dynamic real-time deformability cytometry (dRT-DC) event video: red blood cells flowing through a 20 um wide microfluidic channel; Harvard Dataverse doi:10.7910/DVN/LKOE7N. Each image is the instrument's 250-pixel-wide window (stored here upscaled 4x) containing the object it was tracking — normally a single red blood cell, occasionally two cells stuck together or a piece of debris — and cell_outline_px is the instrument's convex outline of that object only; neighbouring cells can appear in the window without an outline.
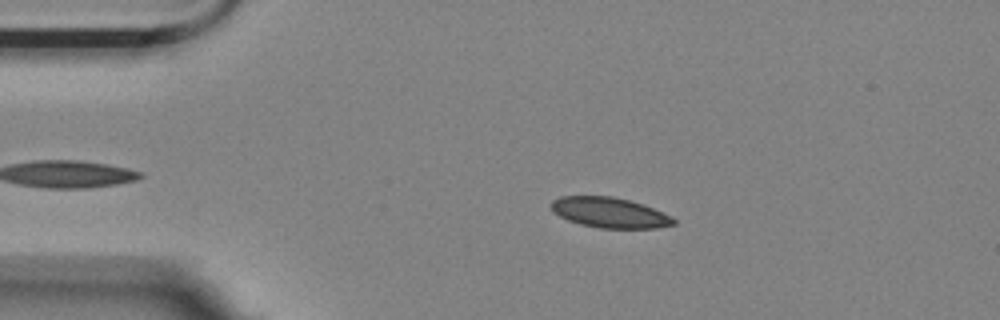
{"species": "Egyptian fruit bat (a non-hibernating species)", "species_latin": "Rousettus aegyptiacus", "temperature_condition": "room temperature", "stored_images_in_passage": 7, "camera_frame_rate_fps": 3000, "um_per_image_px": 0.085, "animal": {"sex": "female"}, "frame": {"image": 1, "passage_image": 2, "time_ms": 0.333, "image_size_px": [1000, 320], "cell_outline_px": [[676, 224], [656, 228], [600, 228], [580, 224], [568, 220], [552, 212], [548, 204], [552, 200], [560, 196], [612, 196], [644, 204], [672, 216], [676, 220]], "centroid_in_image_um": [51.8, 18.06], "position_along_channel_um": 33.2, "area_um2": 21.85}}
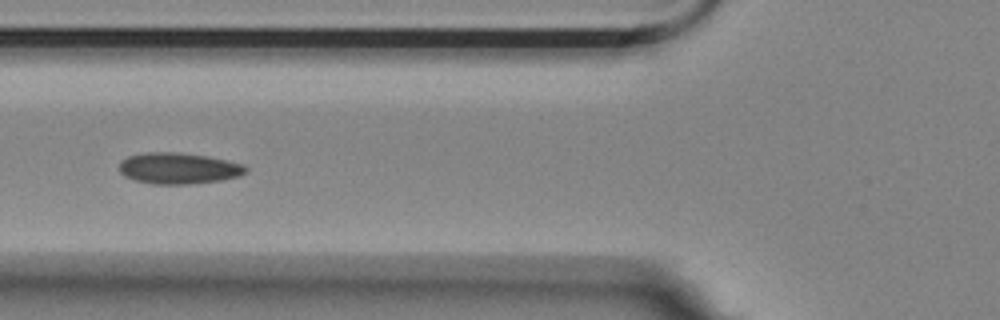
{"frame": {"image": 2, "passage_image": 5, "time_ms": 1.333, "image_size_px": [1000, 320], "cell_outline_px": [[248, 172], [240, 176], [220, 180], [188, 184], [152, 184], [136, 180], [124, 176], [120, 172], [120, 160], [128, 156], [148, 152], [180, 152], [208, 156], [244, 164], [248, 168]], "centroid_in_image_um": [15.2, 14.3], "position_along_channel_um": 110.6, "area_um2": 23.12}}
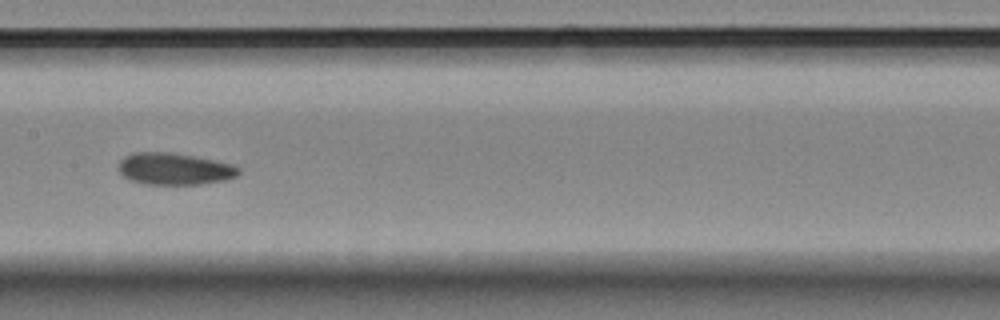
{"frame": {"image": 3, "passage_image": 7, "time_ms": 2.0, "image_size_px": [1000, 320], "cell_outline_px": [[240, 172], [236, 176], [224, 180], [200, 184], [144, 184], [128, 180], [116, 168], [120, 160], [124, 156], [136, 152], [168, 152], [192, 156], [232, 164], [240, 168]], "centroid_in_image_um": [14.77, 14.36], "position_along_channel_um": 192.6, "area_um2": 22.25}}